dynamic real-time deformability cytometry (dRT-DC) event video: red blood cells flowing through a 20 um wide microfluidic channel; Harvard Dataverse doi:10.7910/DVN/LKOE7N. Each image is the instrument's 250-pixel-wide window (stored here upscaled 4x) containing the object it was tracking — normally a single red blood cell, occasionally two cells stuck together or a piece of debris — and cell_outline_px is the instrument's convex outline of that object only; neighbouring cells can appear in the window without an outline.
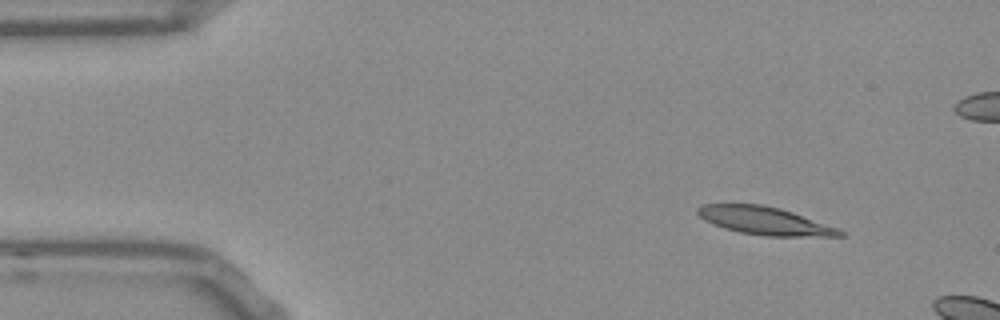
{"species": "Egyptian fruit bat (a non-hibernating species)", "species_latin": "Rousettus aegyptiacus", "temperature_condition": "room temperature", "stored_images_in_passage": 7, "camera_frame_rate_fps": 3000, "um_per_image_px": 0.085, "frame": {"image": 1, "passage_image": 1, "time_ms": 0.0, "image_size_px": [1000, 320], "cell_outline_px": [[844, 236], [764, 236], [740, 232], [724, 228], [704, 220], [696, 212], [696, 208], [704, 204], [760, 204], [780, 208], [792, 212], [836, 228], [844, 232]], "centroid_in_image_um": [64.95, 18.76], "position_along_channel_um": 20.1, "area_um2": 22.77}}